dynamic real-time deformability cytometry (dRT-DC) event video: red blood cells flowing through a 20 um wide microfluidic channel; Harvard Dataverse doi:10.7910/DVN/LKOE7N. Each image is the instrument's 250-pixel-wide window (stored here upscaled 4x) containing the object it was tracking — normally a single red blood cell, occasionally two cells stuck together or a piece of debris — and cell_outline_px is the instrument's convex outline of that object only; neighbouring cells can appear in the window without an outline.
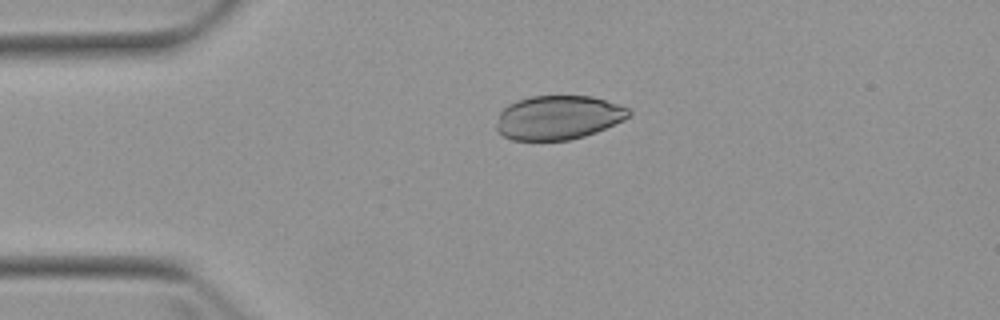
{"species": "Egyptian fruit bat (a non-hibernating species)", "species_latin": "Rousettus aegyptiacus", "temperature_condition": "warm", "stored_images_in_passage": 4, "camera_frame_rate_fps": 3000, "um_per_image_px": 0.085, "animal": {"sex": "female"}, "frame": {"image": 1, "passage_image": 3, "time_ms": 2.333, "image_size_px": [1000, 320], "cell_outline_px": [[632, 112], [624, 120], [596, 132], [584, 136], [568, 140], [512, 140], [496, 132], [496, 124], [500, 112], [508, 104], [516, 100], [532, 96], [592, 96], [628, 108]], "centroid_in_image_um": [47.42, 9.99], "position_along_channel_um": 37.6, "area_um2": 33.93}}